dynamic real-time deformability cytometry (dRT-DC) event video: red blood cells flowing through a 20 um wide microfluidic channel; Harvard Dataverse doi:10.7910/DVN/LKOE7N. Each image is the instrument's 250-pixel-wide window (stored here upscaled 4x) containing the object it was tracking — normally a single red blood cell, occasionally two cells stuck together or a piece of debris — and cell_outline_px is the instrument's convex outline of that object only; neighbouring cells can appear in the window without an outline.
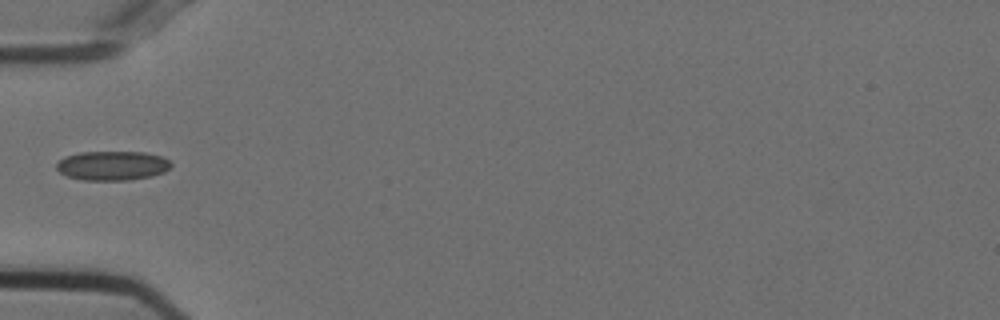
{"species": "Egyptian fruit bat (a non-hibernating species)", "species_latin": "Rousettus aegyptiacus", "temperature_condition": "cold", "stored_images_in_passage": 26, "camera_frame_rate_fps": 3000, "um_per_image_px": 0.085, "animal": {"sex": "female"}, "frame": {"image": 1, "passage_image": 1, "time_ms": 0.0, "image_size_px": [1000, 320], "cell_outline_px": [[172, 164], [164, 172], [152, 176], [128, 180], [84, 180], [68, 176], [60, 172], [56, 168], [56, 164], [64, 156], [80, 152], [144, 152], [160, 156], [168, 160]], "centroid_in_image_um": [9.53, 14.07], "position_along_channel_um": 75.5, "area_um2": 19.48}}
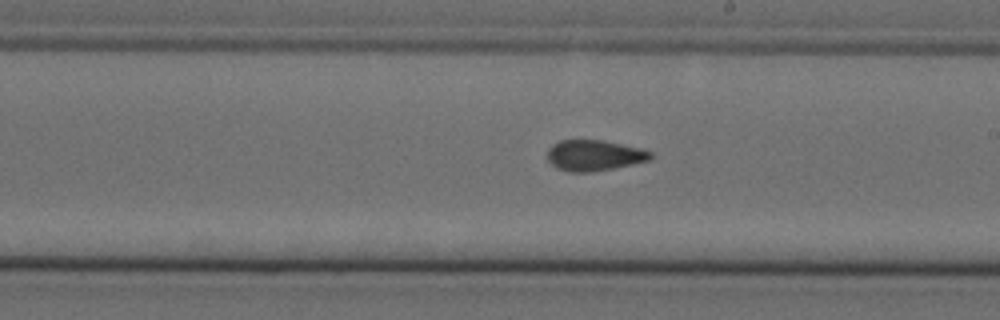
{"frame": {"image": 2, "passage_image": 14, "time_ms": 4.333, "image_size_px": [1000, 320], "cell_outline_px": [[652, 156], [648, 160], [632, 164], [592, 172], [568, 172], [556, 168], [548, 160], [548, 148], [552, 144], [560, 140], [604, 140], [640, 148], [652, 152]], "centroid_in_image_um": [50.47, 13.2], "position_along_channel_um": 238.5, "area_um2": 18.5}}
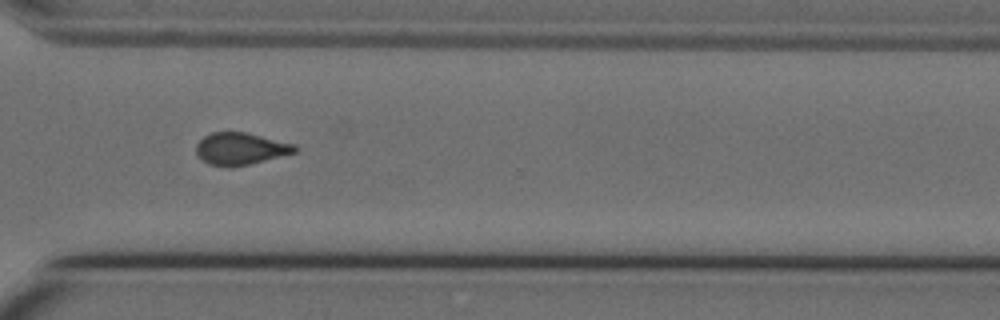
{"frame": {"image": 3, "passage_image": 23, "time_ms": 7.333, "image_size_px": [1000, 320], "cell_outline_px": [[300, 148], [296, 152], [248, 164], [228, 168], [208, 164], [196, 152], [196, 144], [204, 136], [212, 132], [244, 132], [296, 144]], "centroid_in_image_um": [20.45, 12.64], "position_along_channel_um": 350.1, "area_um2": 18.38}}